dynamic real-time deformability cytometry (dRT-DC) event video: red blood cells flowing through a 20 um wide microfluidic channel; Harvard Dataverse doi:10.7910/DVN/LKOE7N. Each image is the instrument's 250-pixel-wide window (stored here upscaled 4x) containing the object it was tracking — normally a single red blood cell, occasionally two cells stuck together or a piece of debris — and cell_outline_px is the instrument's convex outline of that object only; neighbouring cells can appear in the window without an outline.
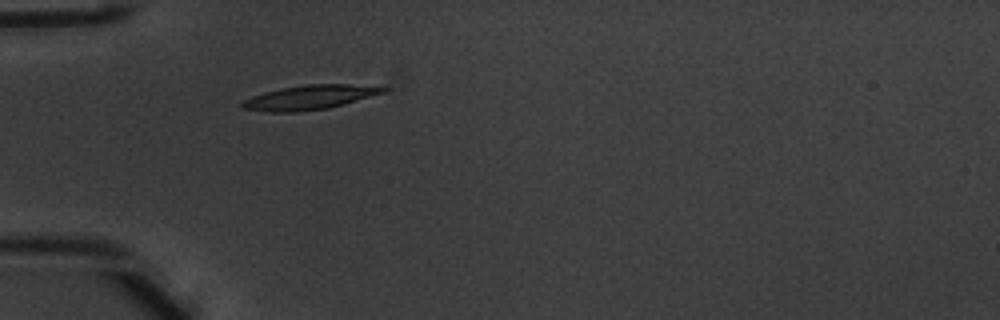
{"species": "common noctule bat (a hibernating species)", "species_latin": "Nyctalus noctula", "temperature_condition": "warm", "stored_images_in_passage": 3, "camera_frame_rate_fps": 3000, "um_per_image_px": 0.085, "animal": {"sex": "male", "body_mass_g": 20.1, "forearm_length_mm": 53.5}, "frame": {"image": 1, "passage_image": 3, "time_ms": 0.667, "image_size_px": [1000, 320], "cell_outline_px": [[388, 88], [384, 92], [328, 108], [296, 112], [272, 112], [240, 108], [240, 104], [244, 100], [252, 96], [264, 92], [280, 88], [308, 84], [348, 84]], "centroid_in_image_um": [26.22, 8.28], "position_along_channel_um": 58.8, "area_um2": 19.65}}